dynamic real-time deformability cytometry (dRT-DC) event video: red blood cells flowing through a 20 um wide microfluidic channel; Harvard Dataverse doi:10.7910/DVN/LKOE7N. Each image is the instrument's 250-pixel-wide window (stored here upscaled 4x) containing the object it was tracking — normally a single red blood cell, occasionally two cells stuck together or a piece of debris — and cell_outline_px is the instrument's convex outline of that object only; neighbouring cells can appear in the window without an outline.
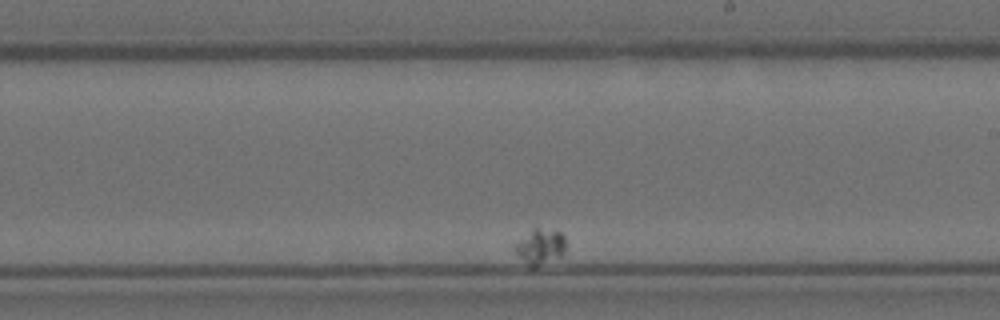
{"species": "Egyptian fruit bat (a non-hibernating species)", "species_latin": "Rousettus aegyptiacus", "temperature_condition": "room temperature", "stored_images_in_passage": 45, "camera_frame_rate_fps": 3000, "um_per_image_px": 0.085, "animal": {"sex": "female"}, "frame": {"image": 1, "passage_image": 28, "time_ms": 9.0, "image_size_px": [1000, 320], "cell_outline_px": [[564, 252], [560, 256], [532, 268], [528, 268], [512, 248], [532, 228], [536, 228], [560, 232], [564, 236]], "centroid_in_image_um": [45.88, 20.99], "position_along_channel_um": 243.1, "area_um2": 10.29}}
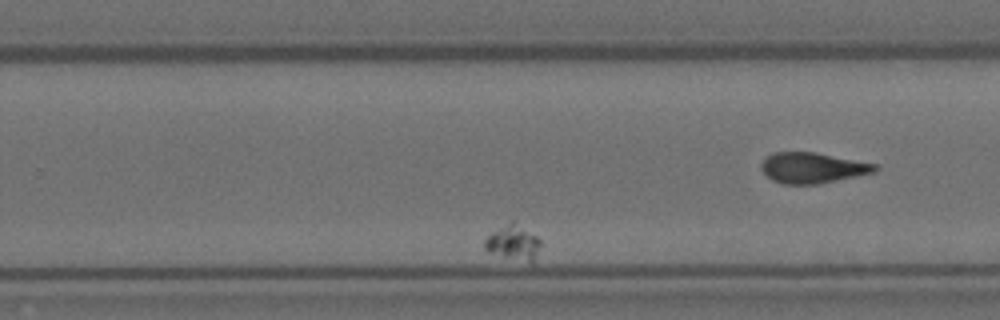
{"frame": {"image": 2, "passage_image": 34, "time_ms": 11.0, "image_size_px": [1000, 320], "cell_outline_px": [[540, 244], [532, 264], [488, 252], [484, 248], [484, 240], [492, 232], [512, 220], [536, 236], [540, 240]], "centroid_in_image_um": [43.61, 20.64], "position_along_channel_um": 286.2, "area_um2": 11.21}}
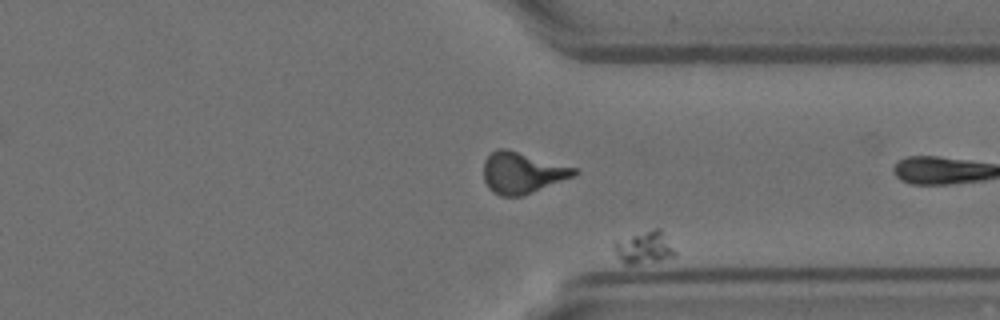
{"frame": {"image": 3, "passage_image": 43, "time_ms": 14.0, "image_size_px": [1000, 320], "cell_outline_px": [[676, 256], [660, 260], [636, 264], [624, 264], [616, 256], [612, 244], [616, 240], [652, 228], [660, 228], [676, 252]], "centroid_in_image_um": [54.73, 21.03], "position_along_channel_um": 356.7, "area_um2": 11.62}}